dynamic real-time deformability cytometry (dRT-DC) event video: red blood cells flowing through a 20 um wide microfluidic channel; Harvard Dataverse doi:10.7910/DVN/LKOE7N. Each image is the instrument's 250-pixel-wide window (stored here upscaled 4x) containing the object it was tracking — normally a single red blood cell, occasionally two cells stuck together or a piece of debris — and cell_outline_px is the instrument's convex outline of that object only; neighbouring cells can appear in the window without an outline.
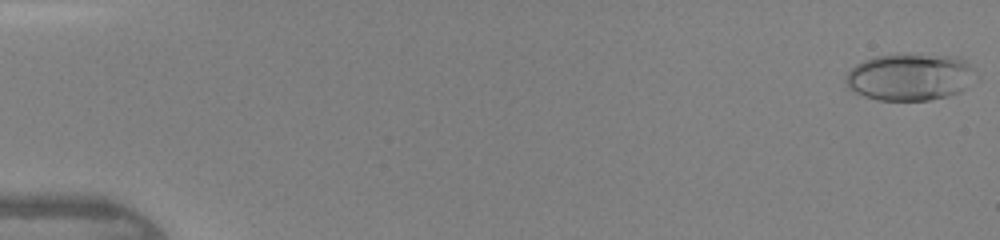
{"species": "human", "species_latin": "Homo sapiens", "temperature_condition": "warm", "stored_images_in_passage": 44, "camera_frame_rate_fps": 3000, "um_per_image_px": 0.085, "donor": {"sex": "female"}, "frame": {"image": 1, "passage_image": 1, "time_ms": 0.0, "image_size_px": [1000, 240], "cell_outline_px": [[980, 80], [968, 88], [960, 92], [948, 96], [928, 100], [876, 100], [864, 96], [848, 88], [844, 80], [844, 76], [856, 64], [864, 60], [876, 56], [960, 56], [980, 76]], "centroid_in_image_um": [77.42, 6.58], "position_along_channel_um": 7.6, "area_um2": 35.72}}
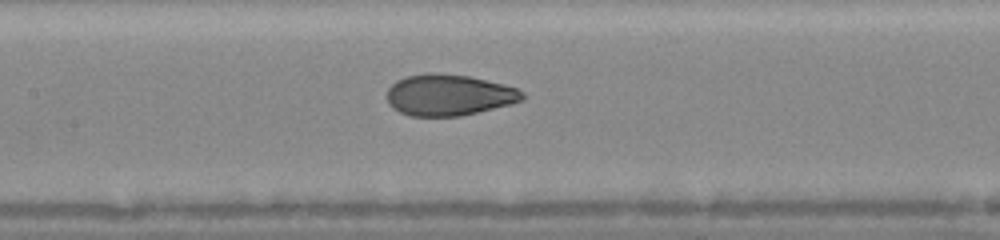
{"frame": {"image": 2, "passage_image": 22, "time_ms": 7.0, "image_size_px": [1000, 240], "cell_outline_px": [[524, 100], [460, 116], [408, 116], [392, 108], [388, 104], [388, 88], [396, 80], [408, 76], [428, 72], [436, 72], [468, 76], [520, 88], [524, 92]], "centroid_in_image_um": [38.14, 8.07], "position_along_channel_um": 169.3, "area_um2": 32.54}}
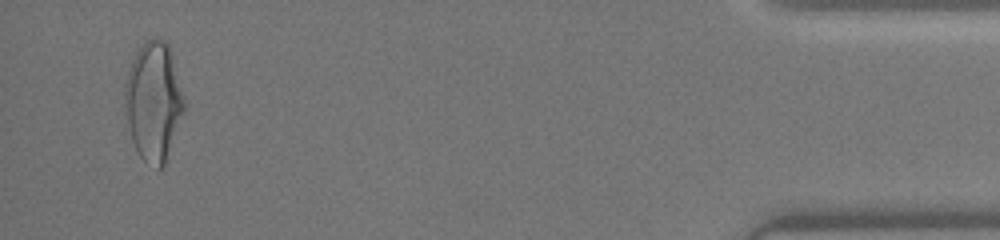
{"frame": {"image": 3, "passage_image": 43, "time_ms": 14.0, "image_size_px": [1000, 240], "cell_outline_px": [[188, 108], [164, 164], [160, 168], [156, 168], [144, 160], [140, 156], [132, 140], [124, 108], [124, 88], [128, 72], [132, 60], [136, 52], [144, 40], [156, 36], [164, 40], [168, 44], [172, 52]], "centroid_in_image_um": [13.1, 8.58], "position_along_channel_um": 422.1, "area_um2": 41.91}}